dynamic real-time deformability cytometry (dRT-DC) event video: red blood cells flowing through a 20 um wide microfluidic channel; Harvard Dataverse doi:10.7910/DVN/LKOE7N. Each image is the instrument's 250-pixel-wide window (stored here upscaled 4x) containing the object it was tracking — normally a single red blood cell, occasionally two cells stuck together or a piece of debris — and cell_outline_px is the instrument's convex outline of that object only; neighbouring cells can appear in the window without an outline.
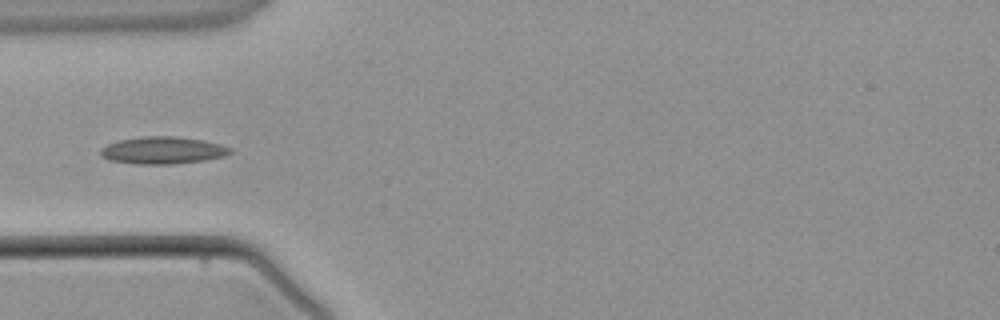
{"species": "common noctule bat (a hibernating species)", "species_latin": "Nyctalus noctula", "temperature_condition": "warm", "stored_images_in_passage": 4, "camera_frame_rate_fps": 3000, "um_per_image_px": 0.085, "animal": {"sex": "male", "body_mass_g": 21.5, "forearm_length_mm": 52.0}, "frame": {"image": 1, "passage_image": 3, "time_ms": 3.333, "image_size_px": [1000, 320], "cell_outline_px": [[232, 152], [224, 156], [204, 160], [172, 164], [136, 164], [108, 160], [100, 156], [100, 148], [108, 144], [120, 140], [144, 136], [176, 136], [204, 140], [220, 144], [232, 148]], "centroid_in_image_um": [13.82, 12.78], "position_along_channel_um": 71.2, "area_um2": 20.63}}
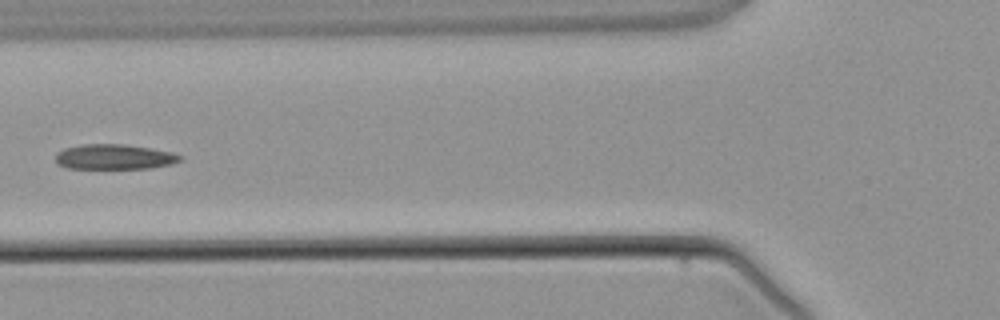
{"frame": {"image": 2, "passage_image": 4, "time_ms": 4.333, "image_size_px": [1000, 320], "cell_outline_px": [[180, 160], [172, 164], [152, 168], [68, 168], [60, 164], [56, 160], [56, 152], [64, 148], [84, 144], [124, 144], [172, 152], [180, 156]], "centroid_in_image_um": [9.7, 13.33], "position_along_channel_um": 116.1, "area_um2": 17.98}}